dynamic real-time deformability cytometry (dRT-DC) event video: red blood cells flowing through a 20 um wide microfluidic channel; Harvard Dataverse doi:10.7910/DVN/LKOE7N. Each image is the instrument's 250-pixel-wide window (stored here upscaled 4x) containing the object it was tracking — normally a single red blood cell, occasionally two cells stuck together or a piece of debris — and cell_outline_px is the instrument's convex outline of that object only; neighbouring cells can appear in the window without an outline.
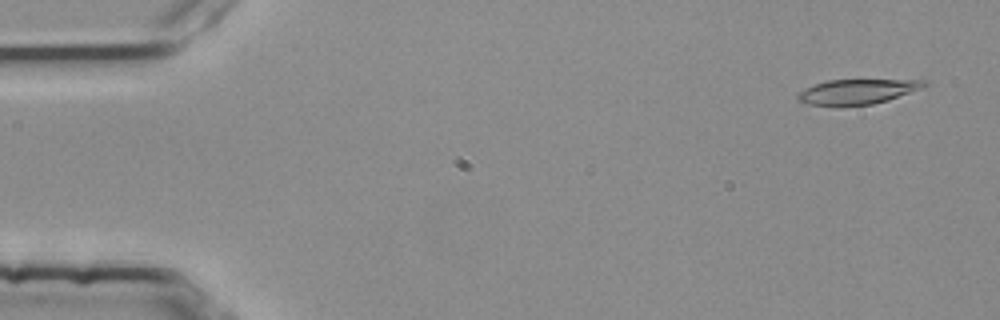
{"species": "common noctule bat (a hibernating species)", "species_latin": "Nyctalus noctula", "temperature_condition": "room temperature", "stored_images_in_passage": 5, "camera_frame_rate_fps": 3000, "um_per_image_px": 0.085, "animal": {"sex": "female", "body_mass_g": 25.1}, "frame": {"image": 1, "passage_image": 1, "time_ms": 0.0, "image_size_px": [1000, 320], "cell_outline_px": [[928, 84], [924, 88], [888, 100], [872, 104], [808, 104], [796, 100], [796, 96], [800, 92], [816, 84], [828, 80], [928, 80]], "centroid_in_image_um": [72.95, 7.76], "position_along_channel_um": 12.0, "area_um2": 17.86}}
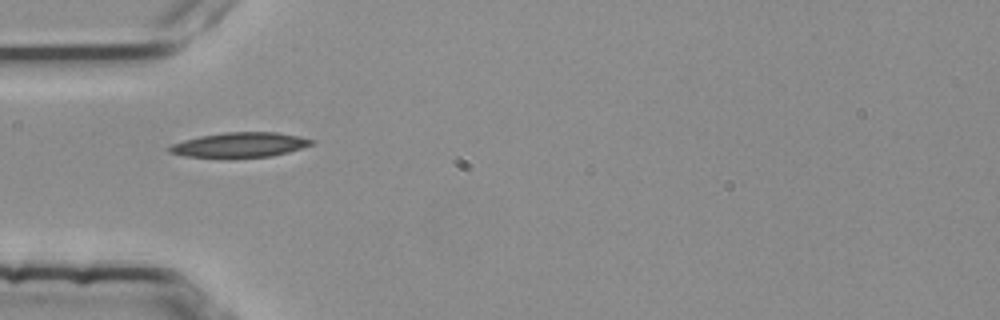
{"frame": {"image": 2, "passage_image": 4, "time_ms": 1.0, "image_size_px": [1000, 320], "cell_outline_px": [[316, 144], [288, 152], [272, 156], [184, 156], [168, 152], [164, 148], [172, 144], [184, 140], [200, 136], [224, 132], [276, 132], [300, 136], [316, 140]], "centroid_in_image_um": [20.43, 12.29], "position_along_channel_um": 64.6, "area_um2": 20.35}}